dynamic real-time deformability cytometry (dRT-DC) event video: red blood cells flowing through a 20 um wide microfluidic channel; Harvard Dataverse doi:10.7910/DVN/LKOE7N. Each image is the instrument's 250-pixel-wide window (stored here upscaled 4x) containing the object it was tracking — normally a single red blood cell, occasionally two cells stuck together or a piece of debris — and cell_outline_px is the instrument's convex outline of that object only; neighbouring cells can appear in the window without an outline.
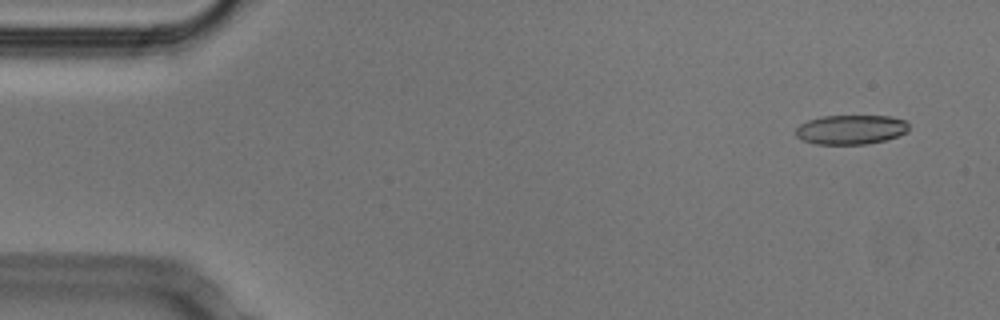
{"species": "Egyptian fruit bat (a non-hibernating species)", "species_latin": "Rousettus aegyptiacus", "temperature_condition": "cold", "stored_images_in_passage": 14, "camera_frame_rate_fps": 3000, "um_per_image_px": 0.085, "animal": {"sex": "male"}, "frame": {"image": 1, "passage_image": 3, "time_ms": 0.667, "image_size_px": [1000, 320], "cell_outline_px": [[908, 132], [884, 140], [864, 144], [816, 144], [804, 140], [796, 136], [796, 128], [800, 124], [808, 120], [820, 116], [892, 116], [904, 120], [908, 124]], "centroid_in_image_um": [72.32, 11.0], "position_along_channel_um": 12.7, "area_um2": 19.31}}